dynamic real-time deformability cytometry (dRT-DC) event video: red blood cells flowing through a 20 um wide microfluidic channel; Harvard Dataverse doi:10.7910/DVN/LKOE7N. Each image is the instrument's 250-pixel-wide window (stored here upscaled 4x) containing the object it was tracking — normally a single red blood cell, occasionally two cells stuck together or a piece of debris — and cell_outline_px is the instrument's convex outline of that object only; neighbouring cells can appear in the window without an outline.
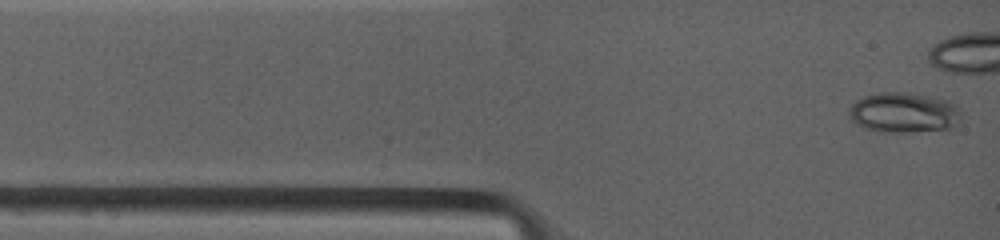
{"species": "common noctule bat (a hibernating species)", "species_latin": "Nyctalus noctula", "temperature_condition": "warm", "stored_images_in_passage": 11, "camera_frame_rate_fps": 4500, "um_per_image_px": 0.085, "animal": {"sex": "female", "body_mass_g": 19.0, "forearm_length_mm": 53.3}, "frame": {"image": 1, "passage_image": 1, "time_ms": 0.0, "image_size_px": [1000, 240], "cell_outline_px": [[956, 124], [952, 128], [912, 132], [884, 132], [864, 128], [856, 124], [848, 116], [848, 112], [852, 104], [856, 100], [864, 96], [880, 92], [904, 92], [932, 96], [944, 100], [952, 108]], "centroid_in_image_um": [76.65, 9.58], "position_along_channel_um": 8.4, "area_um2": 25.49}}
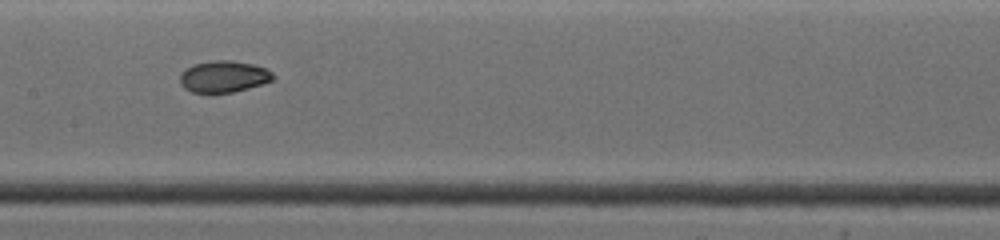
{"frame": {"image": 2, "passage_image": 8, "time_ms": 6.222, "image_size_px": [1000, 240], "cell_outline_px": [[276, 76], [272, 80], [260, 84], [232, 92], [192, 92], [184, 88], [180, 80], [180, 76], [192, 64], [212, 60], [232, 60], [252, 64], [264, 68], [272, 72]], "centroid_in_image_um": [19.02, 6.49], "position_along_channel_um": 188.4, "area_um2": 16.82}}
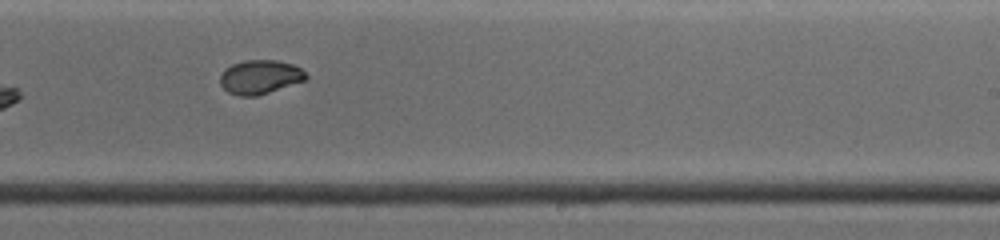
{"frame": {"image": 3, "passage_image": 10, "time_ms": 8.222, "image_size_px": [1000, 240], "cell_outline_px": [[308, 76], [304, 80], [256, 96], [240, 96], [228, 92], [220, 84], [220, 76], [224, 68], [232, 64], [244, 60], [276, 60], [292, 64], [300, 68]], "centroid_in_image_um": [22.05, 6.53], "position_along_channel_um": 266.9, "area_um2": 16.82}}